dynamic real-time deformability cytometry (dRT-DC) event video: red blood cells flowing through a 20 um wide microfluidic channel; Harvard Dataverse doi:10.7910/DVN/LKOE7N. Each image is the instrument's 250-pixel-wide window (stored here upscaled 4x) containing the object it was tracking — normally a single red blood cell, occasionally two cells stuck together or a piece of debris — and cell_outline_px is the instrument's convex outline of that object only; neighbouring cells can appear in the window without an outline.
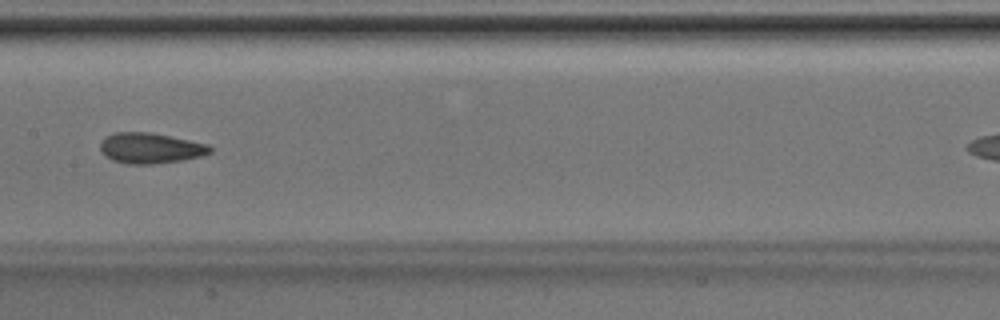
{"species": "Egyptian fruit bat (a non-hibernating species)", "species_latin": "Rousettus aegyptiacus", "temperature_condition": "room temperature", "stored_images_in_passage": 36, "camera_frame_rate_fps": 3000, "um_per_image_px": 0.085, "animal": {"sex": "male"}, "frame": {"image": 1, "passage_image": 21, "time_ms": 6.667, "image_size_px": [1000, 320], "cell_outline_px": [[212, 152], [200, 156], [184, 160], [152, 164], [128, 164], [112, 160], [104, 156], [100, 152], [100, 144], [104, 136], [116, 132], [148, 132], [208, 144], [212, 148]], "centroid_in_image_um": [12.74, 12.6], "position_along_channel_um": 194.7, "area_um2": 19.59}}